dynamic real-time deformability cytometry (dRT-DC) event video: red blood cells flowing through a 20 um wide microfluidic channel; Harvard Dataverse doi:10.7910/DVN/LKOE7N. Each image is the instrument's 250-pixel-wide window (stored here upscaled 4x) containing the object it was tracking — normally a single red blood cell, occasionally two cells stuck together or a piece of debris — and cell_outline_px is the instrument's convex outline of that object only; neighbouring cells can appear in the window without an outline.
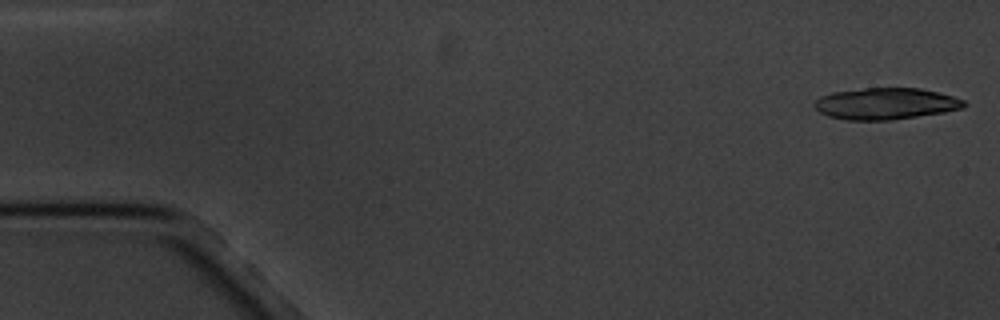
{"species": "common noctule bat (a hibernating species)", "species_latin": "Nyctalus noctula", "temperature_condition": "cold", "stored_images_in_passage": 6, "camera_frame_rate_fps": 3000, "um_per_image_px": 0.085, "animal": {"sex": "male", "body_mass_g": 20.1, "forearm_length_mm": 53.5}, "frame": {"image": 1, "passage_image": 1, "time_ms": 0.0, "image_size_px": [1000, 320], "cell_outline_px": [[968, 104], [964, 108], [944, 112], [892, 120], [848, 120], [828, 116], [820, 112], [816, 108], [816, 100], [820, 96], [832, 92], [864, 88], [920, 88], [952, 96], [964, 100]], "centroid_in_image_um": [75.31, 8.81], "position_along_channel_um": 9.7, "area_um2": 27.4}}